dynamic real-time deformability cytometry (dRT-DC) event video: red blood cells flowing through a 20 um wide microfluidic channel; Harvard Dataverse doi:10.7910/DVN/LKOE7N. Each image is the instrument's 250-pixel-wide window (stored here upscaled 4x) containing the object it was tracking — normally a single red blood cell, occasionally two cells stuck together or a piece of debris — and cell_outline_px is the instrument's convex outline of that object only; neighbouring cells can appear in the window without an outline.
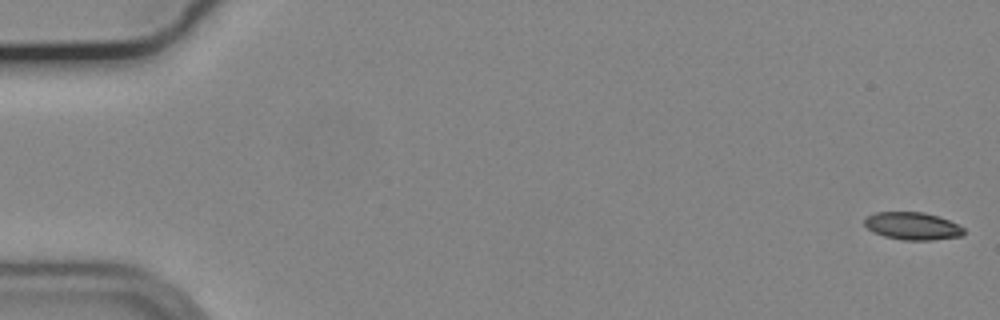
{"species": "common noctule bat (a hibernating species)", "species_latin": "Nyctalus noctula", "temperature_condition": "cold", "stored_images_in_passage": 57, "segment_of_instrument_passage": [1, 2], "camera_frame_rate_fps": 3000, "um_per_image_px": 0.085, "animal": {"sex": "male", "body_mass_g": 19.2, "forearm_length_mm": 51.8}, "frame": {"image": 1, "passage_image": 1, "time_ms": 0.0, "image_size_px": [1000, 320], "cell_outline_px": [[964, 232], [960, 236], [932, 240], [904, 240], [884, 236], [872, 232], [864, 224], [864, 220], [868, 216], [876, 212], [924, 212], [948, 220], [964, 228]], "centroid_in_image_um": [77.53, 19.21], "position_along_channel_um": 7.5, "area_um2": 15.78}}
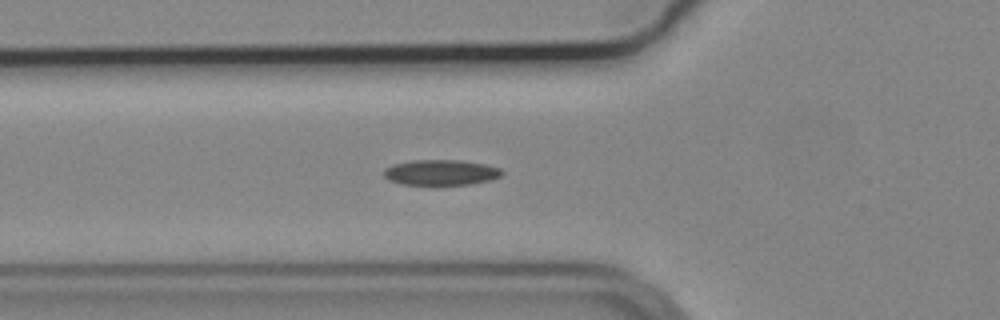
{"frame": {"image": 2, "passage_image": 20, "time_ms": 6.333, "image_size_px": [1000, 320], "cell_outline_px": [[504, 172], [500, 176], [492, 180], [468, 184], [404, 184], [388, 180], [384, 176], [384, 168], [392, 164], [412, 160], [460, 160], [484, 164], [500, 168]], "centroid_in_image_um": [37.47, 14.65], "position_along_channel_um": 88.3, "area_um2": 17.46}}
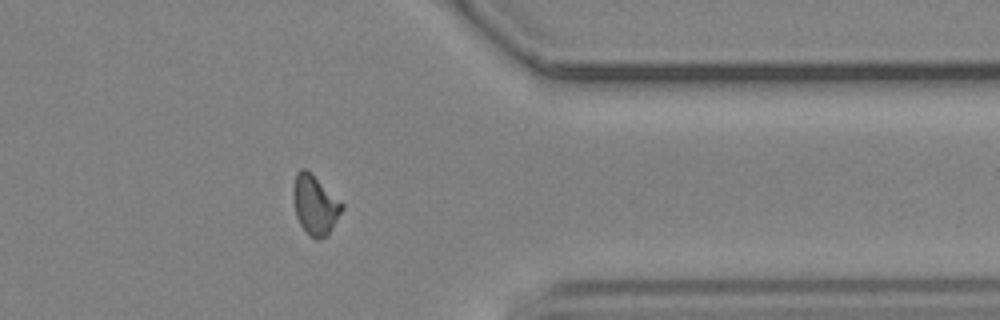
{"frame": {"image": 3, "passage_image": 45, "time_ms": 14.667, "image_size_px": [1000, 320], "cell_outline_px": [[344, 208], [328, 236], [320, 240], [316, 240], [308, 236], [300, 224], [296, 216], [292, 192], [292, 188], [296, 172], [300, 168], [304, 168], [344, 204]], "centroid_in_image_um": [26.77, 17.47], "position_along_channel_um": 384.6, "area_um2": 16.94}}